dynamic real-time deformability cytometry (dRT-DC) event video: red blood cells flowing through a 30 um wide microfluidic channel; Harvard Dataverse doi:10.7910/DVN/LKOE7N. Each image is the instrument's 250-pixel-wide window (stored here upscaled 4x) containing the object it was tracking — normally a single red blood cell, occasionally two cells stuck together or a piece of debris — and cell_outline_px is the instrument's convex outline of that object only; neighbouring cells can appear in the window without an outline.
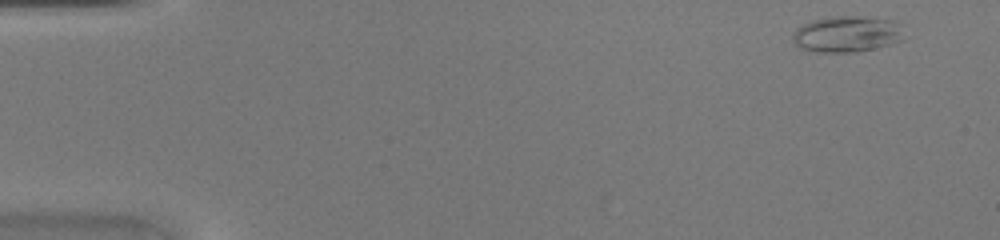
{"species": "common noctule bat (a hibernating species)", "species_latin": "Nyctalus noctula", "temperature_condition": "warm", "stored_images_in_passage": 7, "camera_frame_rate_fps": 3000, "um_per_image_px": 0.085, "animal": {"sex": "female", "body_mass_g": 20.0, "forearm_length_mm": 54.0}, "frame": {"image": 1, "passage_image": 1, "time_ms": 0.0, "image_size_px": [1000, 240], "cell_outline_px": [[904, 40], [892, 44], [876, 48], [856, 52], [816, 52], [800, 48], [792, 40], [792, 36], [796, 28], [812, 20], [828, 16], [856, 16], [896, 20], [904, 24]], "centroid_in_image_um": [72.06, 2.89], "position_along_channel_um": 12.9, "area_um2": 24.04}}